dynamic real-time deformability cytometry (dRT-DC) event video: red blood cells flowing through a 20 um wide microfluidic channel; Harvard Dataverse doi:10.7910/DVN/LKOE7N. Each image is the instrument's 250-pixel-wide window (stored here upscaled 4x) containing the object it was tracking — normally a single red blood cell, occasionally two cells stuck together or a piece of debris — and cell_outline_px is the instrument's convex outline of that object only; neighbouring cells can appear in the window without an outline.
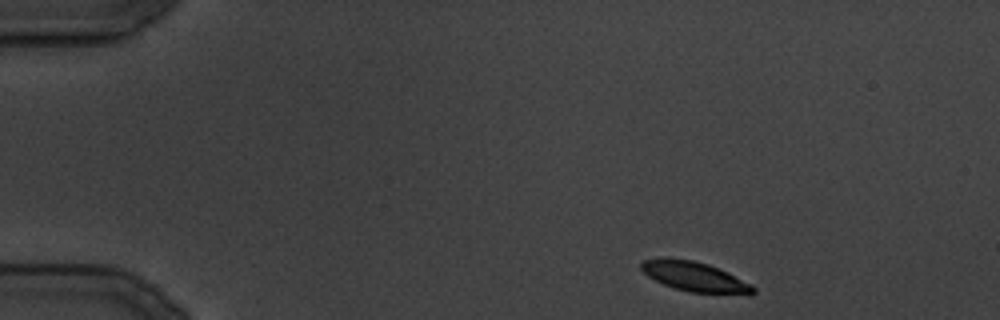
{"species": "common noctule bat (a hibernating species)", "species_latin": "Nyctalus noctula", "temperature_condition": "cold", "stored_images_in_passage": 9, "camera_frame_rate_fps": 3000, "um_per_image_px": 0.085, "animal": {"sex": "male", "body_mass_g": 19.5, "forearm_length_mm": 54.6}, "frame": {"image": 1, "passage_image": 1, "time_ms": 0.0, "image_size_px": [1000, 320], "cell_outline_px": [[756, 292], [748, 296], [688, 292], [664, 284], [648, 276], [640, 268], [640, 264], [644, 260], [668, 256], [692, 260], [708, 264], [728, 272], [752, 284], [756, 288]], "centroid_in_image_um": [59.12, 23.53], "position_along_channel_um": 25.9, "area_um2": 19.94}}